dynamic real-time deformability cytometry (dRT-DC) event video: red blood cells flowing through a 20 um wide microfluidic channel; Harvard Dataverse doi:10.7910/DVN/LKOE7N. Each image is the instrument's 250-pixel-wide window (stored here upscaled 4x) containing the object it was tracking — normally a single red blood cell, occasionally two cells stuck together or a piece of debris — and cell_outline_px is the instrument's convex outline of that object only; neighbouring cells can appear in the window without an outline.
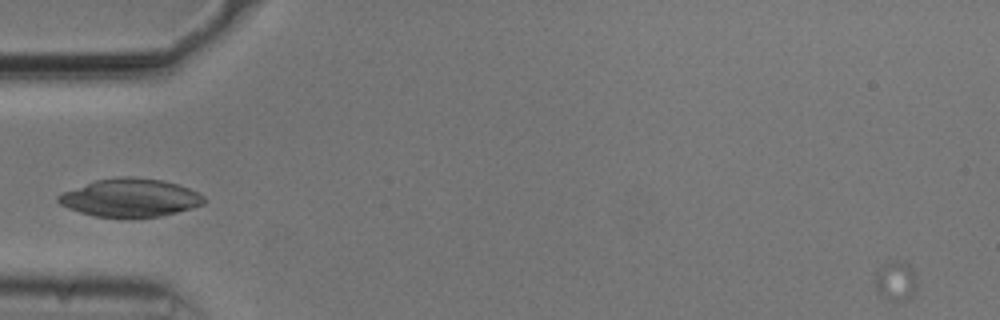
{"species": "common noctule bat (a hibernating species)", "species_latin": "Nyctalus noctula", "temperature_condition": "cold", "stored_images_in_passage": 2, "camera_frame_rate_fps": 3000, "um_per_image_px": 0.085, "animal": {"sex": "male", "body_mass_g": 20.5, "forearm_length_mm": 52.5}, "frame": {"image": 1, "passage_image": 1, "time_ms": 0.0, "image_size_px": [1000, 320], "cell_outline_px": [[916, 292], [908, 300], [896, 304], [888, 300], [876, 292], [876, 272], [880, 268], [892, 260], [904, 260], [912, 268], [916, 276]], "centroid_in_image_um": [76.18, 23.93], "position_along_channel_um": 8.8, "area_um2": 10.06}}